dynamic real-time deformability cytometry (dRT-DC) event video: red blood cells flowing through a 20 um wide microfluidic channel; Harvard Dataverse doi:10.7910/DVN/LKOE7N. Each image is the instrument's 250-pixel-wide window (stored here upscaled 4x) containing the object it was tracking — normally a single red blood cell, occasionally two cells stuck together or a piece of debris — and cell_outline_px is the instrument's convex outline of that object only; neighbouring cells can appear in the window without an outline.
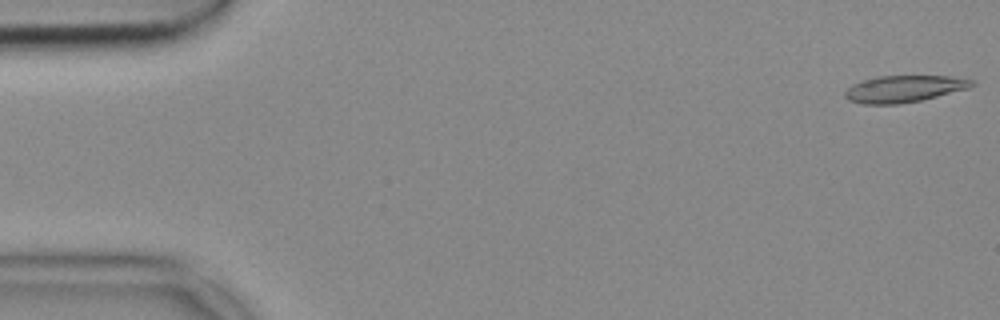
{"species": "common noctule bat (a hibernating species)", "species_latin": "Nyctalus noctula", "temperature_condition": "cold", "stored_images_in_passage": 53, "camera_frame_rate_fps": 3000, "um_per_image_px": 0.085, "animal": {"sex": "female", "body_mass_g": 18.4}, "frame": {"image": 1, "passage_image": 1, "time_ms": 0.0, "image_size_px": [1000, 320], "cell_outline_px": [[976, 84], [968, 88], [920, 100], [900, 104], [864, 104], [848, 100], [844, 96], [844, 92], [852, 84], [876, 76], [948, 76], [976, 80]], "centroid_in_image_um": [76.83, 7.54], "position_along_channel_um": 8.2, "area_um2": 19.71}}
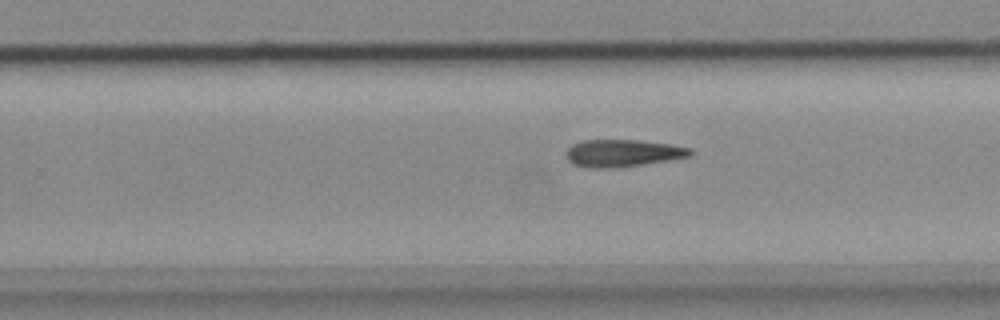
{"frame": {"image": 2, "passage_image": 33, "time_ms": 10.667, "image_size_px": [1000, 320], "cell_outline_px": [[692, 156], [668, 160], [640, 164], [608, 168], [592, 168], [572, 164], [568, 160], [568, 148], [572, 144], [584, 140], [640, 140], [672, 144], [692, 148]], "centroid_in_image_um": [52.97, 13.0], "position_along_channel_um": 276.8, "area_um2": 19.54}}
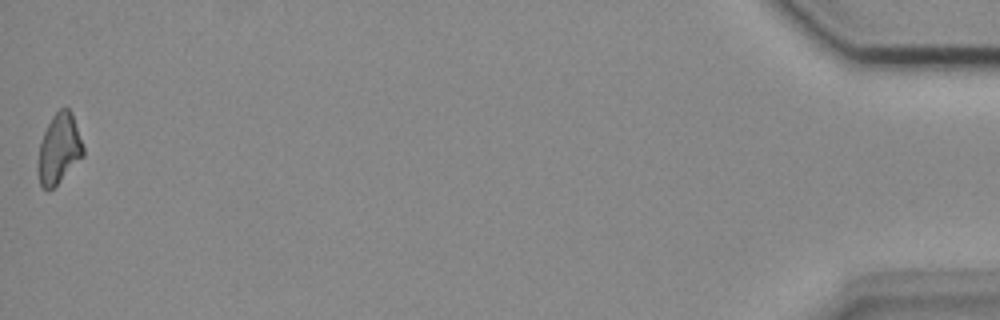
{"frame": {"image": 3, "passage_image": 53, "time_ms": 17.333, "image_size_px": [1000, 320], "cell_outline_px": [[84, 156], [48, 192], [40, 184], [36, 168], [40, 140], [52, 116], [60, 108], [68, 108], [72, 112], [84, 148]], "centroid_in_image_um": [5.0, 12.65], "position_along_channel_um": 430.2, "area_um2": 18.5}}